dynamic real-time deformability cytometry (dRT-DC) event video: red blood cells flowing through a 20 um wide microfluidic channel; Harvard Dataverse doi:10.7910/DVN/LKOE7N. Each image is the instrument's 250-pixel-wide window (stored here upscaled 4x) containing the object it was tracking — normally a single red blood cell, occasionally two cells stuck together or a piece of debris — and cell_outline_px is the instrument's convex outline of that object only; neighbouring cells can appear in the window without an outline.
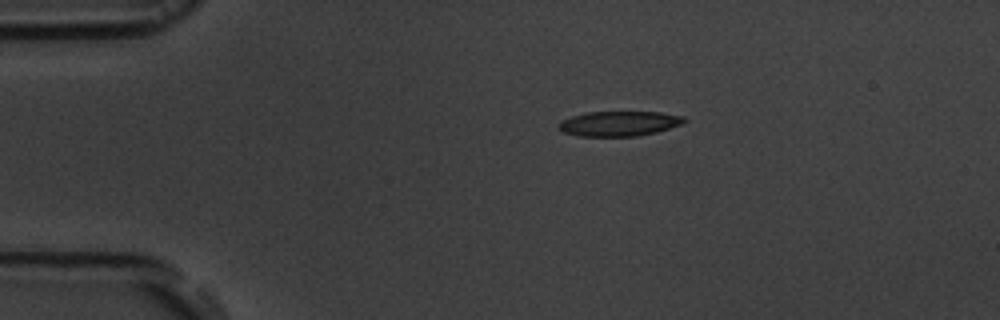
{"species": "common noctule bat (a hibernating species)", "species_latin": "Nyctalus noctula", "temperature_condition": "room temperature", "stored_images_in_passage": 4, "camera_frame_rate_fps": 3000, "um_per_image_px": 0.085, "animal": {"sex": "male", "body_mass_g": 19.5, "forearm_length_mm": 54.6}, "frame": {"image": 1, "passage_image": 1, "time_ms": 0.0, "image_size_px": [1000, 320], "cell_outline_px": [[688, 120], [684, 124], [656, 132], [636, 136], [580, 136], [564, 132], [560, 128], [560, 120], [572, 116], [588, 112], [660, 112], [684, 116]], "centroid_in_image_um": [52.69, 10.5], "position_along_channel_um": 32.3, "area_um2": 18.21}}
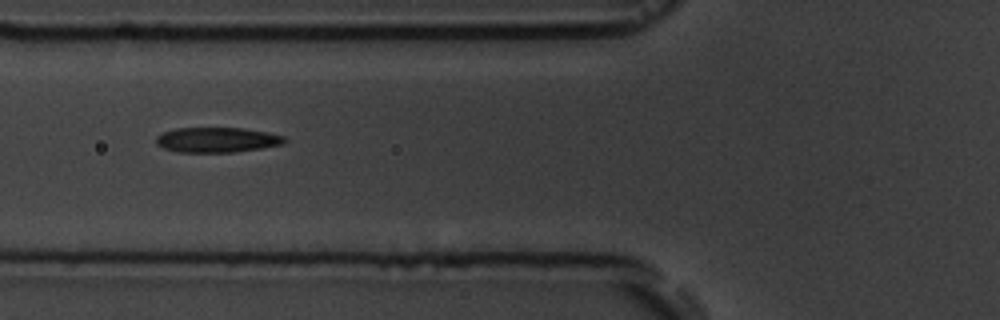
{"frame": {"image": 2, "passage_image": 3, "time_ms": 3.333, "image_size_px": [1000, 320], "cell_outline_px": [[288, 140], [284, 144], [236, 152], [180, 152], [164, 148], [156, 144], [156, 136], [164, 132], [176, 128], [244, 128], [268, 132], [284, 136]], "centroid_in_image_um": [18.48, 11.88], "position_along_channel_um": 107.3, "area_um2": 18.79}}
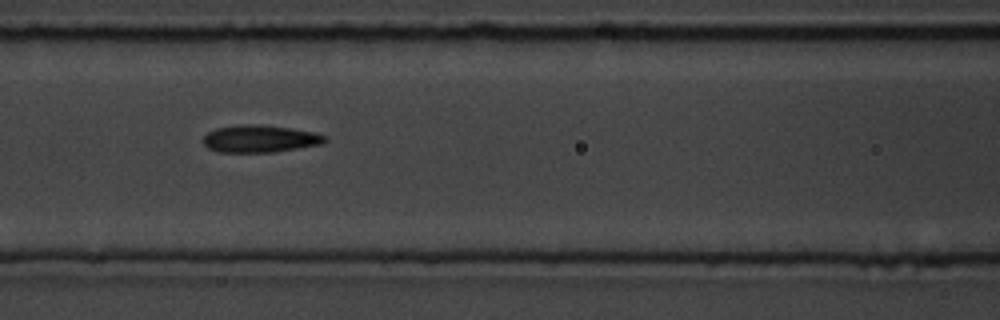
{"frame": {"image": 3, "passage_image": 4, "time_ms": 4.333, "image_size_px": [1000, 320], "cell_outline_px": [[328, 140], [320, 144], [272, 152], [220, 152], [208, 148], [200, 140], [208, 132], [216, 128], [240, 124], [260, 124], [292, 128], [316, 132], [328, 136]], "centroid_in_image_um": [22.09, 11.78], "position_along_channel_um": 144.5, "area_um2": 19.54}}